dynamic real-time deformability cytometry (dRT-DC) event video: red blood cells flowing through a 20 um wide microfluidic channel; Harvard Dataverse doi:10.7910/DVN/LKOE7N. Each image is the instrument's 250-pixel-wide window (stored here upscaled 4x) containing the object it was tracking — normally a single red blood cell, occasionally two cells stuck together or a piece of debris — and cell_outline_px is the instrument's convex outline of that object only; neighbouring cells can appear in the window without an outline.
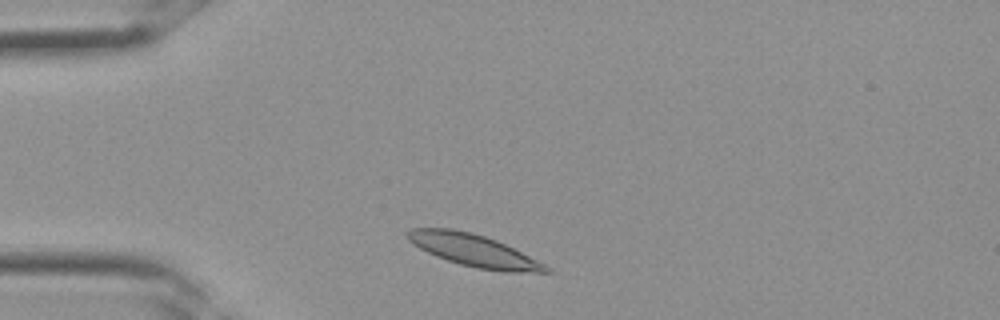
{"species": "Egyptian fruit bat (a non-hibernating species)", "species_latin": "Rousettus aegyptiacus", "temperature_condition": "room temperature", "stored_images_in_passage": 23, "camera_frame_rate_fps": 3000, "um_per_image_px": 0.085, "frame": {"image": 1, "passage_image": 2, "time_ms": 0.333, "image_size_px": [1000, 320], "cell_outline_px": [[552, 272], [500, 272], [476, 268], [460, 264], [436, 256], [412, 244], [408, 240], [408, 232], [412, 228], [452, 228], [472, 232], [496, 240], [552, 268]], "centroid_in_image_um": [40.27, 21.29], "position_along_channel_um": 44.7, "area_um2": 25.72}}
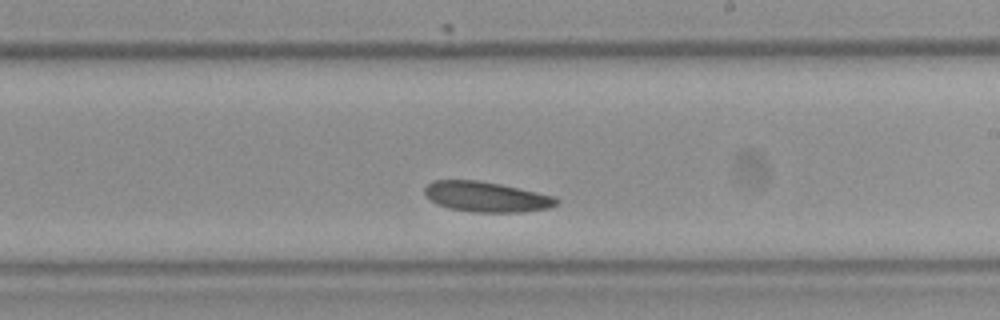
{"frame": {"image": 2, "passage_image": 14, "time_ms": 4.333, "image_size_px": [1000, 320], "cell_outline_px": [[560, 204], [552, 208], [520, 212], [472, 212], [452, 208], [436, 204], [424, 196], [424, 188], [432, 180], [476, 180], [500, 184], [556, 196], [560, 200]], "centroid_in_image_um": [41.37, 16.73], "position_along_channel_um": 247.6, "area_um2": 23.47}}
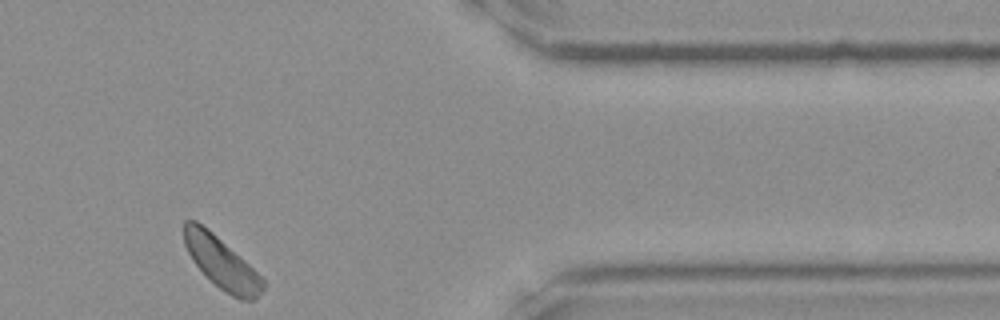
{"frame": {"image": 3, "passage_image": 23, "time_ms": 7.333, "image_size_px": [1000, 320], "cell_outline_px": [[264, 288], [252, 300], [240, 300], [224, 292], [192, 260], [184, 244], [184, 220], [196, 220], [212, 232], [244, 260], [264, 280]], "centroid_in_image_um": [18.81, 22.32], "position_along_channel_um": 392.6, "area_um2": 23.0}}